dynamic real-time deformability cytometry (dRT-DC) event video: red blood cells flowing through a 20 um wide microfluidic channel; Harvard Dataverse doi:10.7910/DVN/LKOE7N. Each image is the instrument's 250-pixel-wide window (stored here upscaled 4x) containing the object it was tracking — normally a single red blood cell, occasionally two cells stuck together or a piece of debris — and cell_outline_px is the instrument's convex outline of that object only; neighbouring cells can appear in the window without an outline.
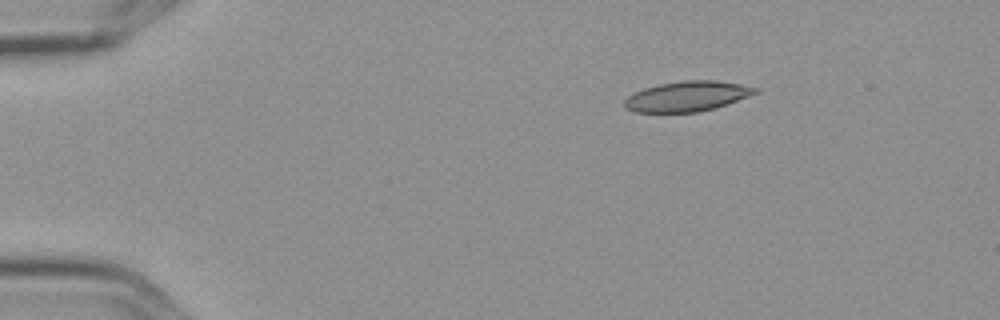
{"species": "Egyptian fruit bat (a non-hibernating species)", "species_latin": "Rousettus aegyptiacus", "temperature_condition": "cold", "stored_images_in_passage": 6, "camera_frame_rate_fps": 3000, "um_per_image_px": 0.085, "frame": {"image": 1, "passage_image": 1, "time_ms": 0.0, "image_size_px": [1000, 320], "cell_outline_px": [[760, 92], [728, 104], [716, 108], [700, 112], [632, 112], [624, 108], [624, 100], [628, 96], [644, 88], [660, 84], [680, 80], [716, 80], [740, 84], [760, 88]], "centroid_in_image_um": [58.44, 8.19], "position_along_channel_um": 26.6, "area_um2": 23.24}}
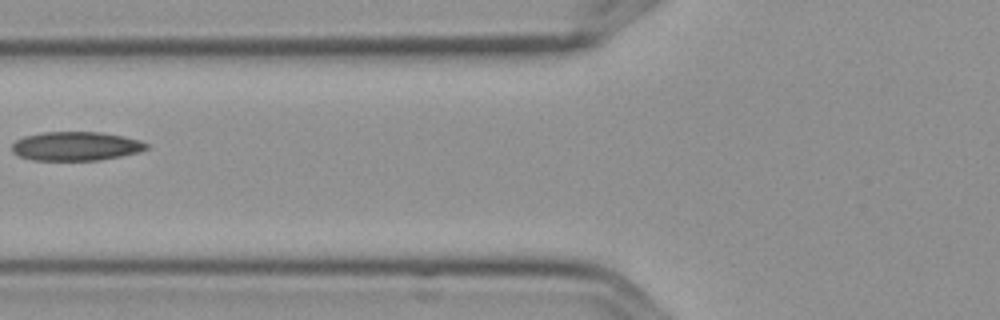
{"frame": {"image": 2, "passage_image": 5, "time_ms": 1.333, "image_size_px": [1000, 320], "cell_outline_px": [[148, 148], [140, 152], [120, 156], [96, 160], [32, 160], [20, 156], [12, 152], [12, 144], [16, 140], [24, 136], [44, 132], [100, 132], [124, 136], [140, 140], [148, 144]], "centroid_in_image_um": [6.45, 12.42], "position_along_channel_um": 119.3, "area_um2": 22.66}}
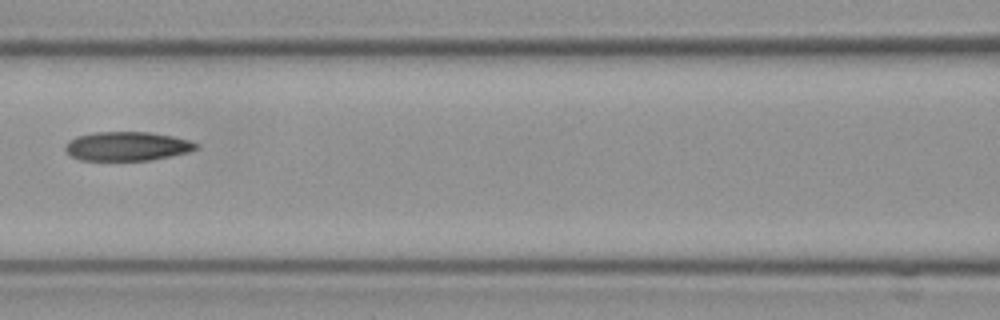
{"frame": {"image": 3, "passage_image": 6, "time_ms": 1.667, "image_size_px": [1000, 320], "cell_outline_px": [[200, 148], [188, 152], [148, 160], [80, 160], [72, 156], [64, 148], [68, 140], [76, 136], [92, 132], [148, 132], [172, 136], [188, 140], [200, 144]], "centroid_in_image_um": [10.8, 12.42], "position_along_channel_um": 155.8, "area_um2": 22.08}}